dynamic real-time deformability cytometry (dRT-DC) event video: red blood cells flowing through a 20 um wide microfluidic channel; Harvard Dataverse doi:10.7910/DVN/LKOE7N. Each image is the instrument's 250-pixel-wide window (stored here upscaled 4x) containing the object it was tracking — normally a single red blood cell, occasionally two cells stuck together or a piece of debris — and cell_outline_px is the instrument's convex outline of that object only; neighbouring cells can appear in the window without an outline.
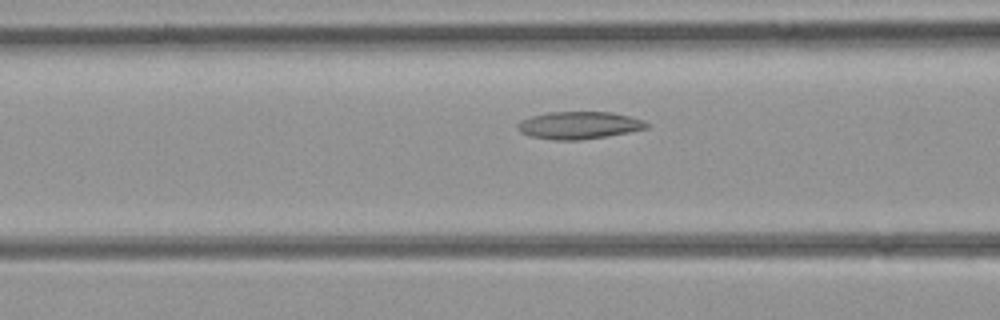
{"species": "common noctule bat (a hibernating species)", "species_latin": "Nyctalus noctula", "temperature_condition": "room temperature", "stored_images_in_passage": 9, "camera_frame_rate_fps": 3000, "um_per_image_px": 0.085, "animal": {"sex": "female", "body_mass_g": 21.9}, "frame": {"image": 1, "passage_image": 7, "time_ms": 2.0, "image_size_px": [1000, 320], "cell_outline_px": [[652, 124], [648, 128], [608, 136], [580, 140], [552, 140], [532, 136], [520, 132], [516, 128], [516, 124], [520, 120], [532, 116], [548, 112], [612, 112], [644, 120]], "centroid_in_image_um": [49.22, 10.65], "position_along_channel_um": 117.4, "area_um2": 20.75}}